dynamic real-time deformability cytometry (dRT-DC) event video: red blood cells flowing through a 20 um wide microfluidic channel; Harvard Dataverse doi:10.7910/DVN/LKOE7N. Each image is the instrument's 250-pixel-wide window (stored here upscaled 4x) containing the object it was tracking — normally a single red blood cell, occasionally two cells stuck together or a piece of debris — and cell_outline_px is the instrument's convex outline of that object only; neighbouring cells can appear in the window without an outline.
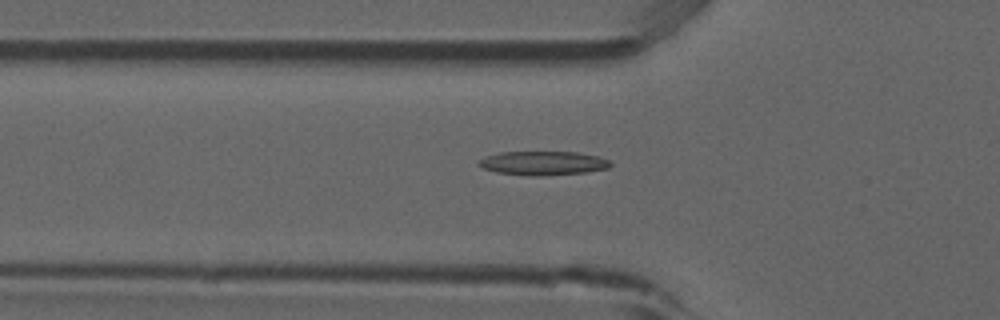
{"species": "common noctule bat (a hibernating species)", "species_latin": "Nyctalus noctula", "temperature_condition": "room temperature", "stored_images_in_passage": 48, "camera_frame_rate_fps": 3000, "um_per_image_px": 0.085, "animal": {"sex": "male", "forearm_length_mm": 52.5}, "frame": {"image": 1, "passage_image": 18, "time_ms": 5.667, "image_size_px": [1000, 320], "cell_outline_px": [[612, 164], [608, 168], [588, 172], [540, 176], [532, 176], [496, 172], [484, 168], [476, 164], [480, 160], [488, 156], [500, 152], [576, 152], [596, 156], [608, 160]], "centroid_in_image_um": [46.17, 13.87], "position_along_channel_um": 79.6, "area_um2": 18.21}}
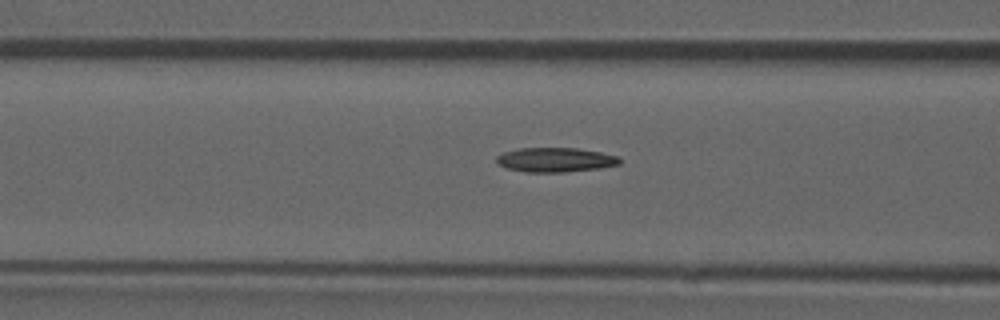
{"frame": {"image": 2, "passage_image": 21, "time_ms": 6.667, "image_size_px": [1000, 320], "cell_outline_px": [[620, 164], [600, 168], [564, 172], [528, 172], [504, 168], [496, 164], [496, 156], [504, 152], [520, 148], [576, 148], [600, 152], [620, 156]], "centroid_in_image_um": [47.18, 13.59], "position_along_channel_um": 119.4, "area_um2": 17.63}}
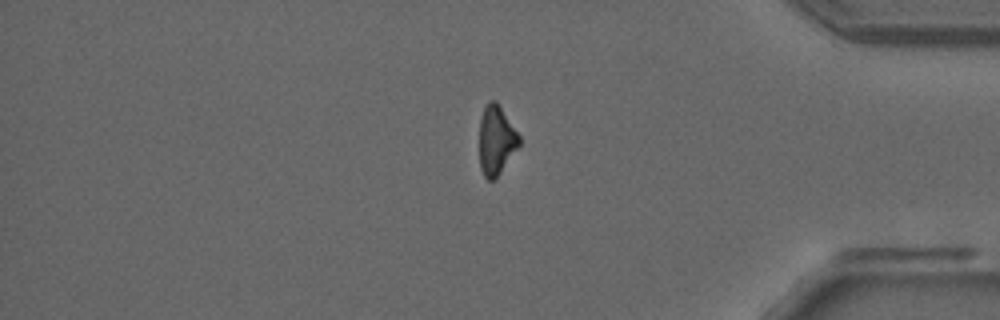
{"frame": {"image": 3, "passage_image": 44, "time_ms": 14.333, "image_size_px": [1000, 320], "cell_outline_px": [[520, 144], [500, 172], [492, 180], [488, 180], [484, 176], [480, 168], [480, 116], [488, 100], [496, 100], [520, 136]], "centroid_in_image_um": [42.17, 11.88], "position_along_channel_um": 393.0, "area_um2": 15.84}}